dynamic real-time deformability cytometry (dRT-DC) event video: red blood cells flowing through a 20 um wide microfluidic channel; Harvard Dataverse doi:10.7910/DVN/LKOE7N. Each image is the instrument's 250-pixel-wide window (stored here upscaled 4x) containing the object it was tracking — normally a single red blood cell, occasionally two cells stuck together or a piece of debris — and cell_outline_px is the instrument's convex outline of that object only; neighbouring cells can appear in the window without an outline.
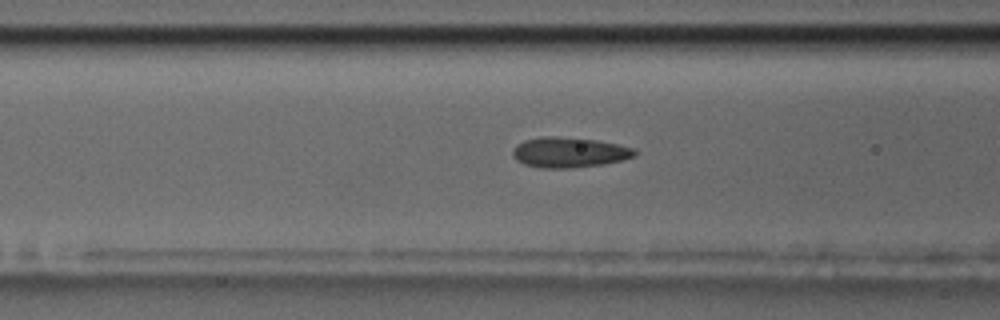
{"species": "common noctule bat (a hibernating species)", "species_latin": "Nyctalus noctula", "temperature_condition": "room temperature", "stored_images_in_passage": 41, "camera_frame_rate_fps": 3000, "um_per_image_px": 0.085, "animal": {"sex": "male", "body_mass_g": 17.5, "forearm_length_mm": 52.3}, "frame": {"image": 1, "passage_image": 12, "time_ms": 3.667, "image_size_px": [1000, 320], "cell_outline_px": [[636, 156], [604, 164], [572, 168], [540, 168], [524, 164], [516, 160], [512, 156], [512, 152], [516, 144], [524, 140], [540, 136], [552, 136], [596, 140], [616, 144], [632, 148], [636, 152]], "centroid_in_image_um": [48.32, 12.95], "position_along_channel_um": 118.3, "area_um2": 21.5}}
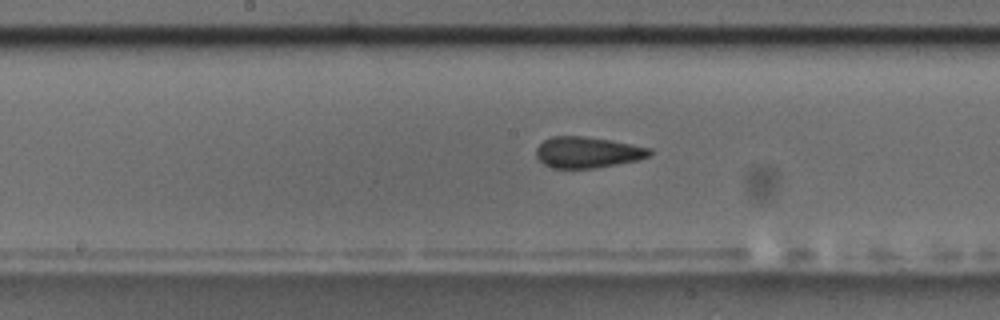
{"frame": {"image": 2, "passage_image": 19, "time_ms": 6.0, "image_size_px": [1000, 320], "cell_outline_px": [[652, 152], [648, 156], [636, 160], [616, 164], [592, 168], [552, 168], [544, 164], [536, 156], [536, 148], [544, 140], [552, 136], [584, 136], [612, 140], [652, 148]], "centroid_in_image_um": [49.93, 12.93], "position_along_channel_um": 198.3, "area_um2": 20.46}}
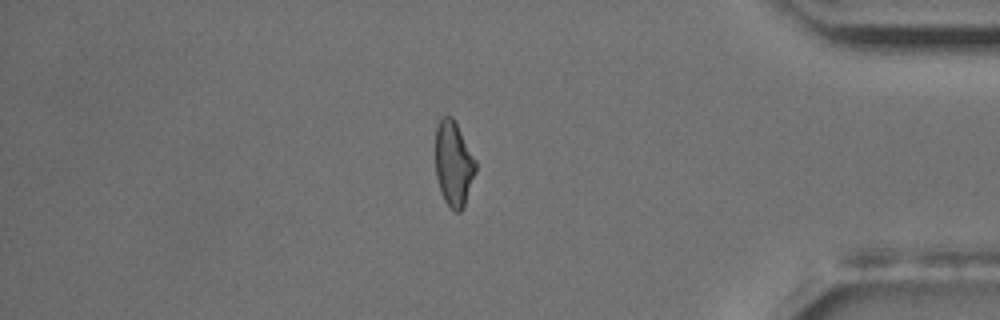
{"frame": {"image": 3, "passage_image": 39, "time_ms": 12.667, "image_size_px": [1000, 320], "cell_outline_px": [[476, 172], [464, 208], [460, 212], [456, 212], [444, 200], [440, 192], [436, 176], [436, 128], [440, 120], [444, 116], [452, 116], [476, 160]], "centroid_in_image_um": [38.57, 13.95], "position_along_channel_um": 396.6, "area_um2": 19.88}}